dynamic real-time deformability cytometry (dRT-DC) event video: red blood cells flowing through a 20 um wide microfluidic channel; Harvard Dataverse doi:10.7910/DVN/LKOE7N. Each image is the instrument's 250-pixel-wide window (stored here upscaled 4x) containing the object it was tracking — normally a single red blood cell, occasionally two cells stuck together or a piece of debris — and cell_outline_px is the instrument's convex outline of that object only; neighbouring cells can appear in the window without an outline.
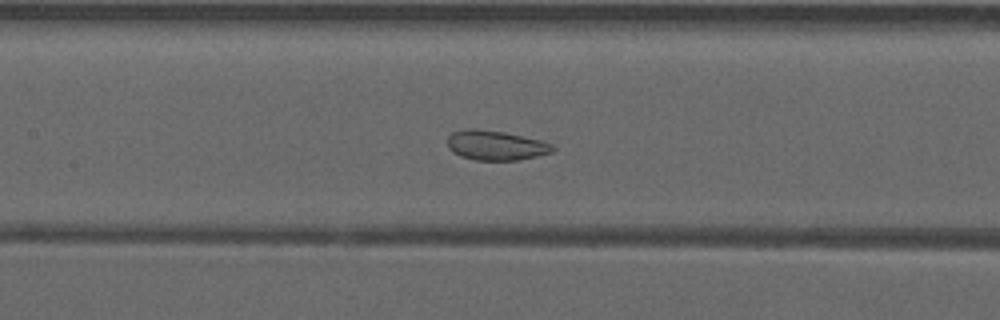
{"species": "common noctule bat (a hibernating species)", "species_latin": "Nyctalus noctula", "temperature_condition": "warm", "stored_images_in_passage": 45, "camera_frame_rate_fps": 3000, "um_per_image_px": 0.085, "animal": {"sex": "male", "forearm_length_mm": 52.5}, "frame": {"image": 1, "passage_image": 25, "time_ms": 8.0, "image_size_px": [1000, 320], "cell_outline_px": [[556, 148], [552, 152], [536, 156], [516, 160], [476, 160], [460, 156], [452, 152], [448, 148], [448, 136], [452, 132], [464, 128], [476, 128], [504, 132], [544, 140], [552, 144]], "centroid_in_image_um": [42.13, 12.34], "position_along_channel_um": 165.3, "area_um2": 18.44}}
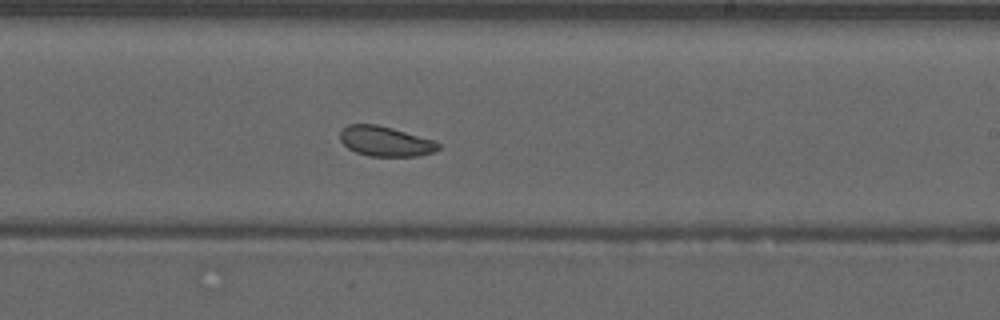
{"frame": {"image": 2, "passage_image": 32, "time_ms": 10.333, "image_size_px": [1000, 320], "cell_outline_px": [[440, 148], [432, 152], [420, 156], [368, 156], [356, 152], [348, 148], [340, 140], [340, 132], [348, 124], [376, 124], [392, 128], [432, 140], [440, 144]], "centroid_in_image_um": [32.73, 12.01], "position_along_channel_um": 256.3, "area_um2": 16.99}}
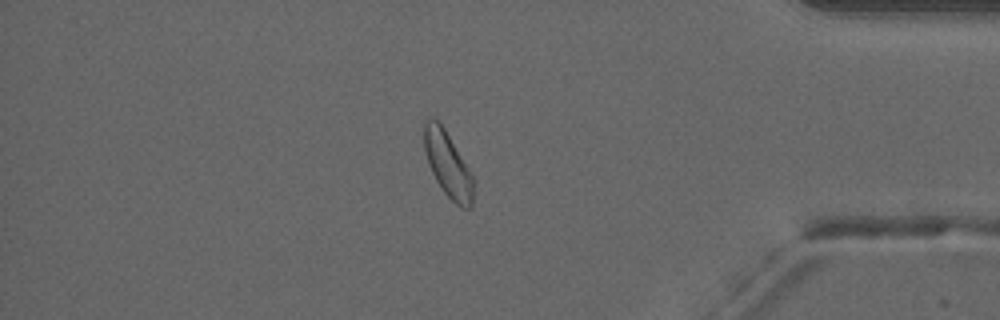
{"frame": {"image": 3, "passage_image": 45, "time_ms": 14.667, "image_size_px": [1000, 320], "cell_outline_px": [[472, 208], [460, 208], [444, 192], [436, 180], [428, 164], [424, 148], [424, 120], [428, 116], [432, 116], [444, 128], [472, 176]], "centroid_in_image_um": [38.02, 13.96], "position_along_channel_um": 397.2, "area_um2": 18.26}, "authors_computed_cell_mechanics": {"area_um2": 18.6116, "velocity_mm_per_s": 3.9207, "shape_relaxation_time_tau1_ms": null, "shape_relaxation_time_tau2_ms": 2.6364, "deformation_change_tau1": null, "deformation_change_tau2": 0.0778}}